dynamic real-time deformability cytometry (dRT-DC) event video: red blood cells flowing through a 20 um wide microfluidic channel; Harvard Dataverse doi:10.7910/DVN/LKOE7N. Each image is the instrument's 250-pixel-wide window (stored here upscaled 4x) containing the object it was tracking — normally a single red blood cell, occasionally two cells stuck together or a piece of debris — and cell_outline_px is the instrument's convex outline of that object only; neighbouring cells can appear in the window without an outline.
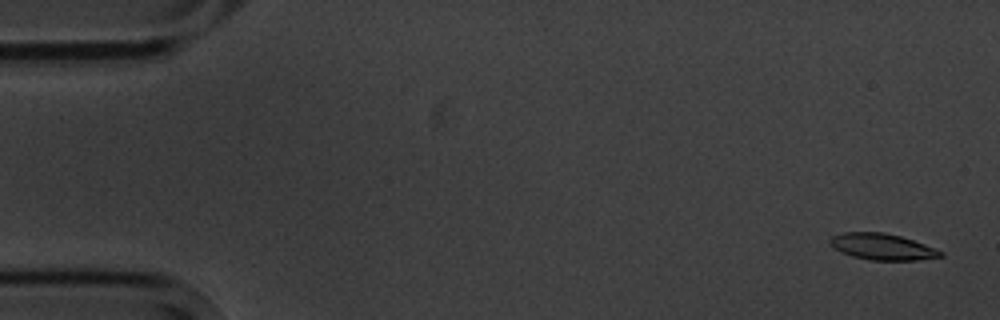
{"species": "common noctule bat (a hibernating species)", "species_latin": "Nyctalus noctula", "temperature_condition": "cold", "stored_images_in_passage": 4, "camera_frame_rate_fps": 3000, "um_per_image_px": 0.085, "animal": {"sex": "male", "body_mass_g": 20.1, "forearm_length_mm": 53.5}, "frame": {"image": 1, "passage_image": 1, "time_ms": 0.0, "image_size_px": [1000, 320], "cell_outline_px": [[944, 256], [916, 260], [872, 260], [852, 256], [840, 252], [828, 240], [832, 236], [840, 232], [884, 232], [900, 236], [924, 244], [944, 252]], "centroid_in_image_um": [74.98, 20.96], "position_along_channel_um": 10.0, "area_um2": 16.82}}
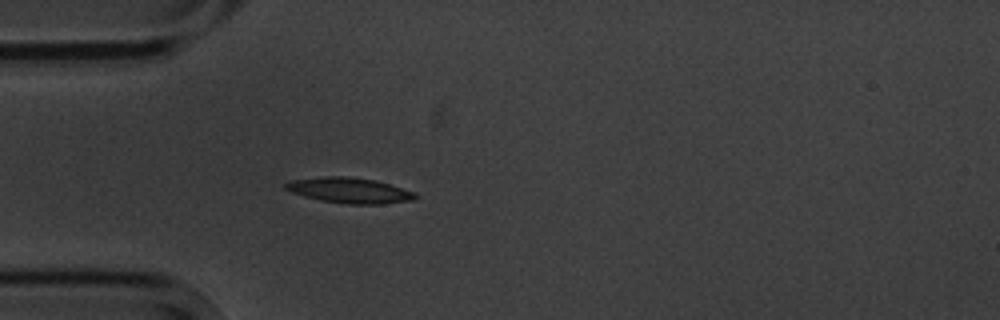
{"frame": {"image": 2, "passage_image": 4, "time_ms": 4.667, "image_size_px": [1000, 320], "cell_outline_px": [[420, 196], [412, 200], [384, 204], [348, 204], [320, 200], [304, 196], [292, 192], [284, 188], [284, 184], [292, 180], [324, 176], [348, 176], [372, 180], [388, 184], [416, 192]], "centroid_in_image_um": [29.72, 16.19], "position_along_channel_um": 55.3, "area_um2": 19.19}}